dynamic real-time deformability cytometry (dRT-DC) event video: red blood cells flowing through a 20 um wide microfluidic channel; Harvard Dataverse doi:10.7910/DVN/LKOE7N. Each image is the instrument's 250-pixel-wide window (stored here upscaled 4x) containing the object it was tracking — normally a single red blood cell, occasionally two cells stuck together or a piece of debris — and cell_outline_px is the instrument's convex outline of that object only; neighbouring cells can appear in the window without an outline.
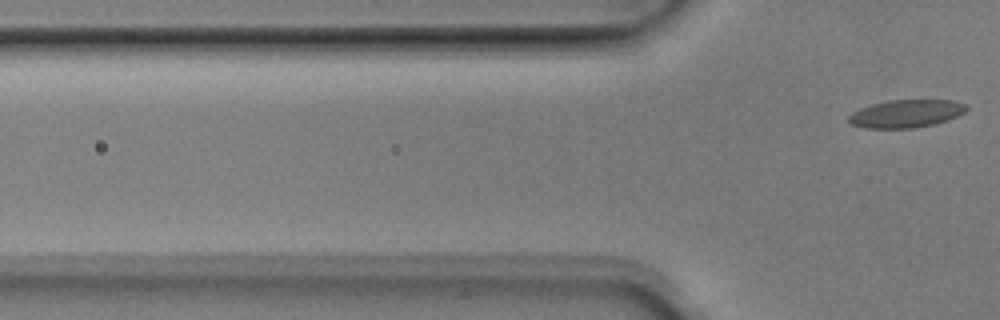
{"species": "Egyptian fruit bat (a non-hibernating species)", "species_latin": "Rousettus aegyptiacus", "temperature_condition": "room temperature", "stored_images_in_passage": 6, "segment_of_instrument_passage": [2, 2], "camera_frame_rate_fps": 3000, "um_per_image_px": 0.085, "animal": {"sex": "male"}, "frame": {"image": 1, "passage_image": 6, "time_ms": 1.667, "image_size_px": [1000, 320], "cell_outline_px": [[968, 108], [964, 112], [948, 120], [932, 124], [912, 128], [864, 128], [852, 124], [848, 120], [848, 116], [852, 112], [860, 108], [872, 104], [888, 100], [952, 100], [964, 104]], "centroid_in_image_um": [76.99, 9.65], "position_along_channel_um": 48.8, "area_um2": 18.96}}